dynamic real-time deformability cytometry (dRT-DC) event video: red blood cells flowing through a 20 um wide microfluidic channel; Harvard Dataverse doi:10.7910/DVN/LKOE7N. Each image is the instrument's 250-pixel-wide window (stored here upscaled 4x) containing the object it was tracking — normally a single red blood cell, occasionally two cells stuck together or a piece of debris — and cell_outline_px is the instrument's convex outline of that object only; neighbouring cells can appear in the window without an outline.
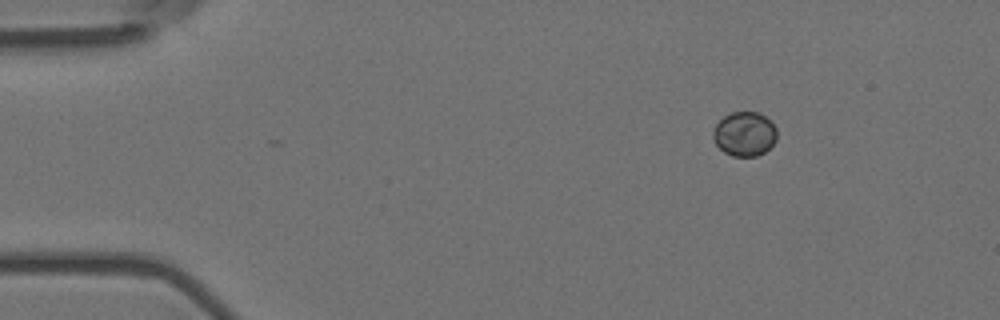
{"species": "Egyptian fruit bat (a non-hibernating species)", "species_latin": "Rousettus aegyptiacus", "temperature_condition": "room temperature", "stored_images_in_passage": 10, "camera_frame_rate_fps": 3000, "um_per_image_px": 0.085, "animal": {"sex": "female"}, "frame": {"image": 1, "passage_image": 1, "time_ms": 0.0, "image_size_px": [1000, 320], "cell_outline_px": [[776, 140], [764, 152], [756, 156], [732, 156], [724, 152], [716, 144], [712, 136], [712, 132], [716, 124], [724, 116], [732, 112], [760, 112], [776, 128]], "centroid_in_image_um": [63.26, 11.38], "position_along_channel_um": 21.7, "area_um2": 16.36}}
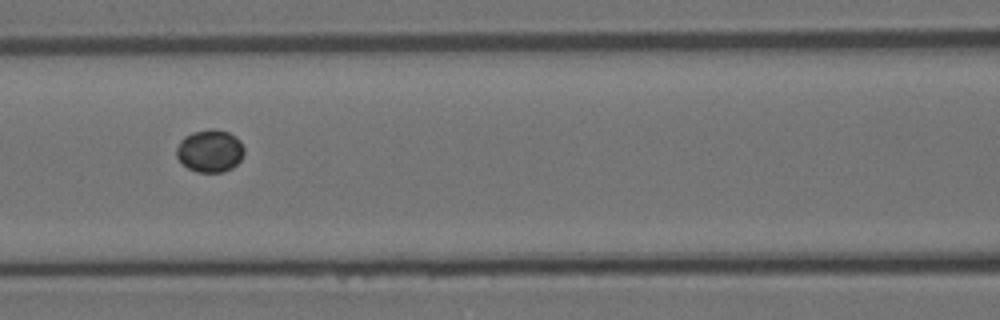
{"frame": {"image": 2, "passage_image": 6, "time_ms": 1.667, "image_size_px": [1000, 320], "cell_outline_px": [[244, 152], [240, 160], [232, 168], [224, 172], [196, 172], [188, 168], [176, 156], [176, 148], [180, 140], [184, 136], [192, 132], [212, 128], [228, 132], [236, 136], [240, 140], [244, 148]], "centroid_in_image_um": [17.84, 12.81], "position_along_channel_um": 148.8, "area_um2": 16.88}}
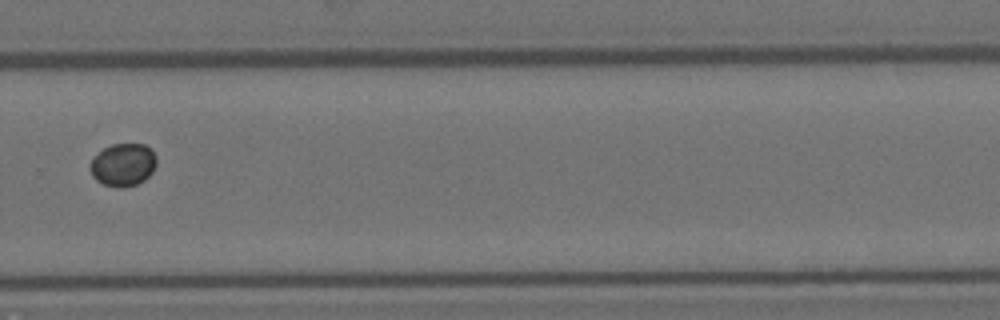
{"frame": {"image": 3, "passage_image": 10, "time_ms": 3.0, "image_size_px": [1000, 320], "cell_outline_px": [[156, 164], [152, 172], [144, 180], [136, 184], [124, 188], [116, 188], [104, 184], [96, 180], [92, 176], [88, 168], [88, 164], [92, 156], [104, 148], [112, 144], [144, 144], [152, 148], [156, 156]], "centroid_in_image_um": [10.43, 14.0], "position_along_channel_um": 319.4, "area_um2": 16.94}}